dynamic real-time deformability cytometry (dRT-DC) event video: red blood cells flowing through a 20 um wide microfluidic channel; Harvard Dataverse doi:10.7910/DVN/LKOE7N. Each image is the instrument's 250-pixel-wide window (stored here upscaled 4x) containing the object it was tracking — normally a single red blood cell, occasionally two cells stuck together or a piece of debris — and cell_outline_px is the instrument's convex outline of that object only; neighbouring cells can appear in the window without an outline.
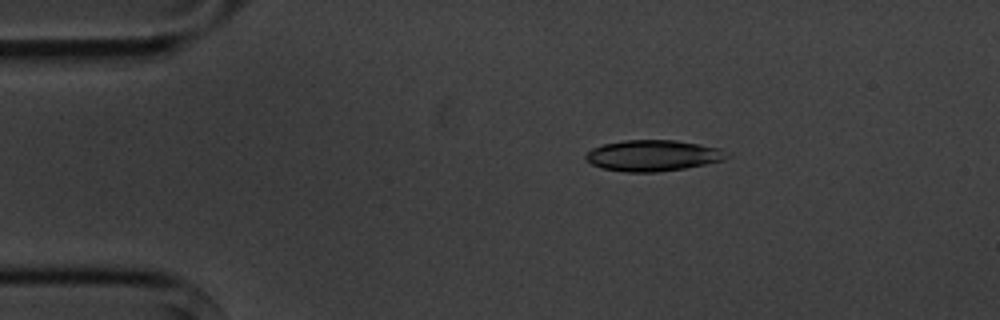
{"species": "common noctule bat (a hibernating species)", "species_latin": "Nyctalus noctula", "temperature_condition": "cold", "stored_images_in_passage": 5, "camera_frame_rate_fps": 3000, "um_per_image_px": 0.085, "animal": {"sex": "male", "body_mass_g": 20.1, "forearm_length_mm": 53.5}, "frame": {"image": 1, "passage_image": 3, "time_ms": 2.333, "image_size_px": [1000, 320], "cell_outline_px": [[732, 156], [724, 160], [684, 168], [656, 172], [624, 172], [600, 168], [592, 164], [584, 156], [592, 148], [604, 144], [624, 140], [676, 140], [720, 148], [728, 152]], "centroid_in_image_um": [55.52, 13.22], "position_along_channel_um": 29.5, "area_um2": 25.55}}
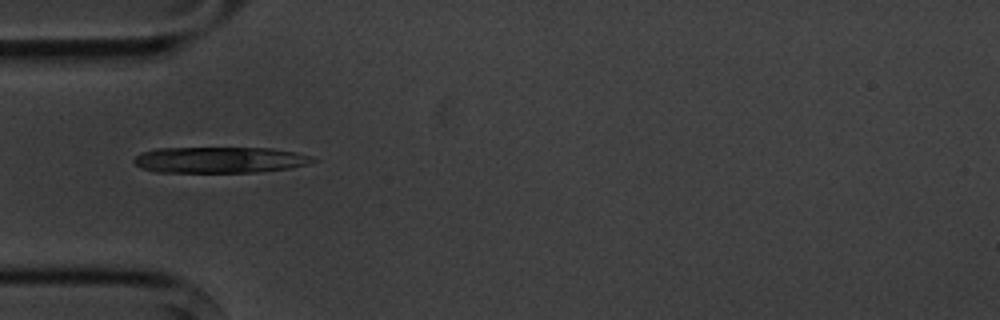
{"frame": {"image": 2, "passage_image": 5, "time_ms": 4.667, "image_size_px": [1000, 320], "cell_outline_px": [[316, 160], [308, 164], [288, 168], [256, 172], [156, 172], [140, 168], [132, 160], [140, 152], [156, 148], [272, 148], [296, 152], [312, 156]], "centroid_in_image_um": [18.65, 13.59], "position_along_channel_um": 66.4, "area_um2": 27.28}}